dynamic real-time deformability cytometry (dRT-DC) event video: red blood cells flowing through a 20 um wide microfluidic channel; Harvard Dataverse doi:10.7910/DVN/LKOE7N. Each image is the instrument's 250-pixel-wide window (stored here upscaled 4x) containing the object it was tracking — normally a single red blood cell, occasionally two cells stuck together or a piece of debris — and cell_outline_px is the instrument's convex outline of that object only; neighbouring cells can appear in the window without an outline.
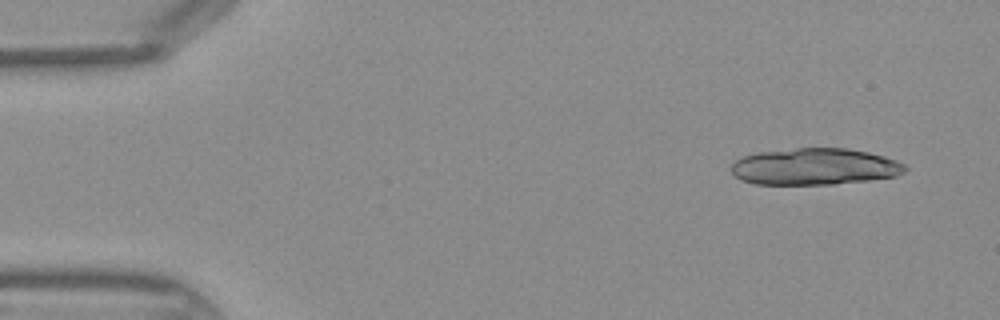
{"species": "Egyptian fruit bat (a non-hibernating species)", "species_latin": "Rousettus aegyptiacus", "temperature_condition": "warm", "stored_images_in_passage": 13, "camera_frame_rate_fps": 3000, "um_per_image_px": 0.085, "frame": {"image": 1, "passage_image": 1, "time_ms": 0.0, "image_size_px": [1000, 320], "cell_outline_px": [[908, 168], [904, 172], [896, 176], [868, 180], [832, 184], [756, 184], [740, 180], [732, 172], [732, 164], [736, 160], [744, 156], [760, 152], [796, 148], [848, 148], [868, 152], [884, 156], [896, 160], [904, 164]], "centroid_in_image_um": [69.27, 14.16], "position_along_channel_um": 15.7, "area_um2": 36.99}}